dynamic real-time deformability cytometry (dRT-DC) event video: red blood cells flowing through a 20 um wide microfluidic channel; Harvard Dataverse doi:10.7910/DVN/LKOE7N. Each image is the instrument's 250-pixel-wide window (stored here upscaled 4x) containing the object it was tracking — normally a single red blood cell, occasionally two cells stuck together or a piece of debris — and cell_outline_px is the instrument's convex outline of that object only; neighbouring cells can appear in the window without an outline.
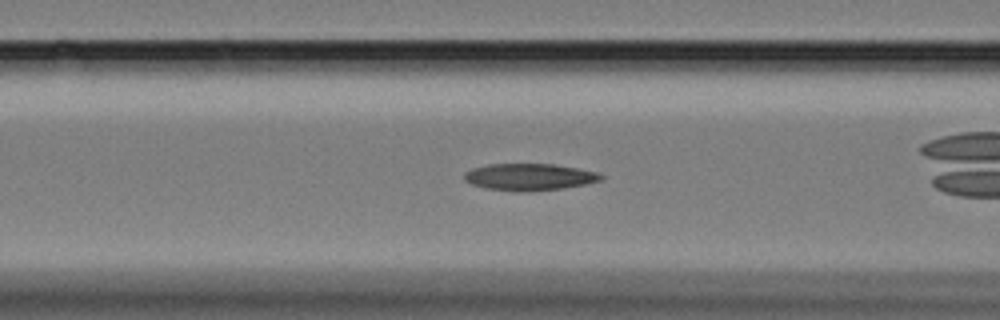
{"species": "Egyptian fruit bat (a non-hibernating species)", "species_latin": "Rousettus aegyptiacus", "temperature_condition": "cold", "stored_images_in_passage": 40, "camera_frame_rate_fps": 3000, "um_per_image_px": 0.085, "animal": {"sex": "female"}, "frame": {"image": 1, "passage_image": 8, "time_ms": 2.333, "image_size_px": [1000, 320], "cell_outline_px": [[604, 180], [564, 188], [520, 192], [484, 188], [472, 184], [464, 180], [464, 172], [472, 168], [488, 164], [556, 164], [600, 172], [604, 176]], "centroid_in_image_um": [45.02, 15.04], "position_along_channel_um": 121.6, "area_um2": 21.62}}
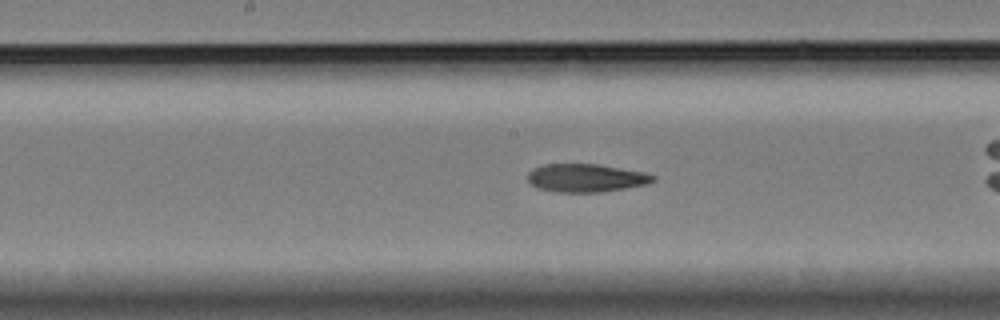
{"frame": {"image": 2, "passage_image": 15, "time_ms": 4.667, "image_size_px": [1000, 320], "cell_outline_px": [[656, 180], [648, 184], [600, 192], [556, 192], [536, 188], [528, 180], [528, 172], [532, 168], [544, 164], [596, 164], [644, 172], [656, 176]], "centroid_in_image_um": [49.79, 15.12], "position_along_channel_um": 198.4, "area_um2": 20.58}}
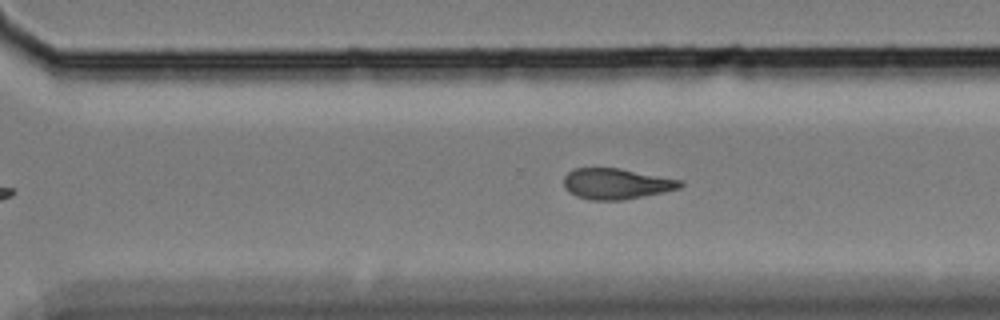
{"frame": {"image": 3, "passage_image": 26, "time_ms": 8.333, "image_size_px": [1000, 320], "cell_outline_px": [[684, 184], [680, 188], [624, 200], [592, 200], [576, 196], [568, 192], [564, 188], [564, 176], [572, 168], [620, 168], [680, 180]], "centroid_in_image_um": [52.33, 15.62], "position_along_channel_um": 318.3, "area_um2": 20.81}, "authors_computed_cell_mechanics": {"area_um2": 20.6346, "velocity_mm_per_s": 3.2735, "shape_relaxation_time_tau1_ms": null, "shape_relaxation_time_tau2_ms": 4.4089, "deformation_change_tau1": null, "deformation_change_tau2": 0.1205}}